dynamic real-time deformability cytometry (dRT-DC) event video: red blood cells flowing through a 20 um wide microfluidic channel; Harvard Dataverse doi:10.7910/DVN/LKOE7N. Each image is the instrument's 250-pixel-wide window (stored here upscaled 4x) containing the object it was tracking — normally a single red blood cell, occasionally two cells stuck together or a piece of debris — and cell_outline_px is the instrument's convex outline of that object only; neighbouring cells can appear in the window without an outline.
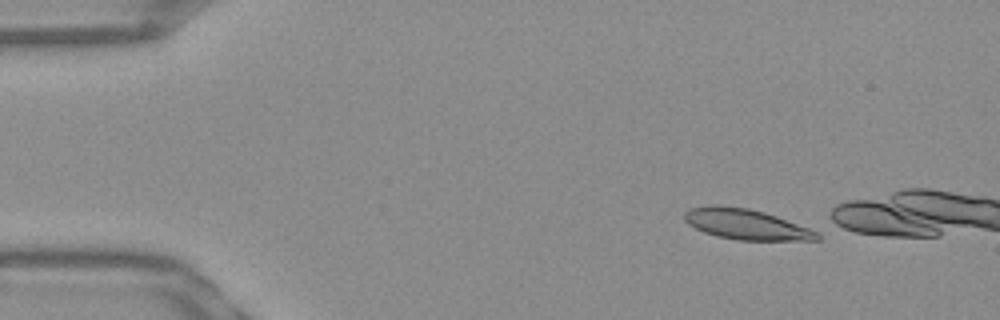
{"species": "Egyptian fruit bat (a non-hibernating species)", "species_latin": "Rousettus aegyptiacus", "temperature_condition": "warm", "stored_images_in_passage": 11, "camera_frame_rate_fps": 3000, "um_per_image_px": 0.085, "frame": {"image": 1, "passage_image": 1, "time_ms": 0.0, "image_size_px": [1000, 320], "cell_outline_px": [[820, 240], [736, 240], [716, 236], [704, 232], [688, 224], [684, 220], [684, 212], [688, 208], [716, 204], [748, 208], [764, 212], [776, 216], [820, 232]], "centroid_in_image_um": [63.4, 19.06], "position_along_channel_um": 21.6, "area_um2": 23.7}}